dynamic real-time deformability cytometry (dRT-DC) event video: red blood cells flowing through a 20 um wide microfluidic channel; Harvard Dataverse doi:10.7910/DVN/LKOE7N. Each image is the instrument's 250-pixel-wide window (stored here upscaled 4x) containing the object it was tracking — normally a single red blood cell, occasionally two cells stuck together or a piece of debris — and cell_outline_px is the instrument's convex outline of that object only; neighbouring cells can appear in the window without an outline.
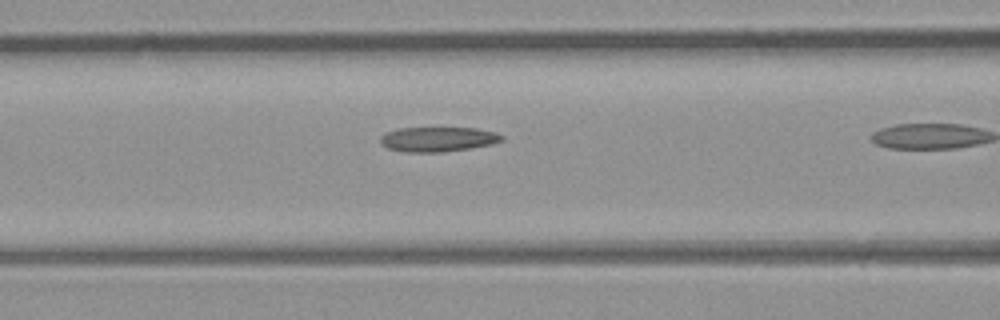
{"species": "common noctule bat (a hibernating species)", "species_latin": "Nyctalus noctula", "temperature_condition": "room temperature", "stored_images_in_passage": 15, "camera_frame_rate_fps": 3000, "um_per_image_px": 0.085, "animal": {"sex": "male", "body_mass_g": 23.1, "forearm_length_mm": 52.7}, "frame": {"image": 1, "passage_image": 5, "time_ms": 1.333, "image_size_px": [1000, 320], "cell_outline_px": [[504, 140], [492, 144], [444, 152], [404, 152], [388, 148], [380, 144], [380, 136], [384, 132], [400, 128], [476, 128], [496, 132], [504, 136]], "centroid_in_image_um": [37.2, 11.83], "position_along_channel_um": 129.4, "area_um2": 17.63}}
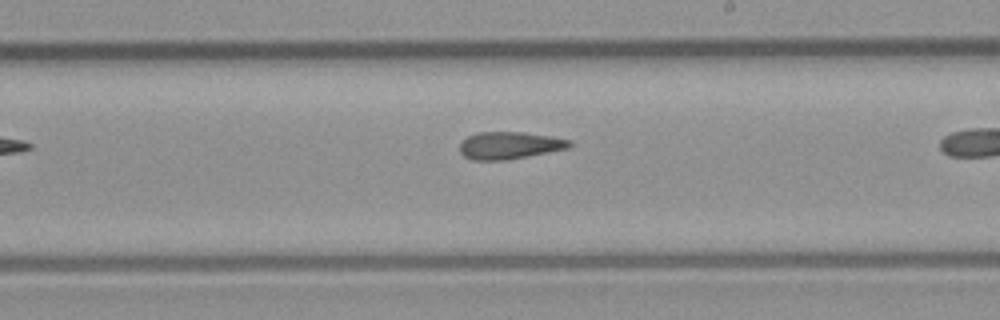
{"frame": {"image": 2, "passage_image": 13, "time_ms": 4.0, "image_size_px": [1000, 320], "cell_outline_px": [[572, 144], [568, 148], [508, 160], [472, 160], [464, 156], [460, 152], [460, 140], [476, 132], [524, 132], [552, 136], [572, 140]], "centroid_in_image_um": [43.29, 12.35], "position_along_channel_um": 245.7, "area_um2": 17.63}}